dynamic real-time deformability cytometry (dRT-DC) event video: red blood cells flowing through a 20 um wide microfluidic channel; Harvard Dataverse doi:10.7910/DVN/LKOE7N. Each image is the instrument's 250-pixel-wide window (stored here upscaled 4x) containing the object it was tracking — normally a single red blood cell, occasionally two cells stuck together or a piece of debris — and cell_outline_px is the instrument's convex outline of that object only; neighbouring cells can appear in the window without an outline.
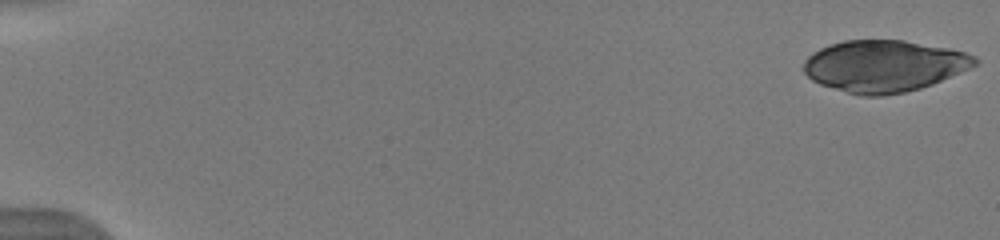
{"species": "human", "species_latin": "Homo sapiens", "temperature_condition": "warm", "stored_images_in_passage": 51, "camera_frame_rate_fps": 3000, "um_per_image_px": 0.085, "donor": {"sex": "male"}, "frame": {"image": 1, "passage_image": 1, "time_ms": 0.0, "image_size_px": [1000, 240], "cell_outline_px": [[980, 60], [976, 64], [960, 72], [932, 84], [920, 88], [904, 92], [880, 96], [860, 96], [820, 84], [812, 80], [804, 72], [804, 60], [812, 52], [828, 44], [844, 40], [904, 40], [948, 48], [964, 52], [976, 56]], "centroid_in_image_um": [75.12, 5.6], "position_along_channel_um": 9.9, "area_um2": 51.5}}
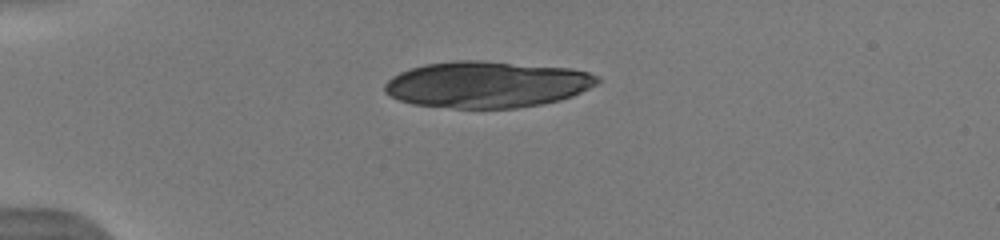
{"frame": {"image": 2, "passage_image": 14, "time_ms": 4.333, "image_size_px": [1000, 240], "cell_outline_px": [[600, 80], [596, 84], [572, 96], [560, 100], [540, 104], [516, 108], [452, 108], [412, 104], [400, 100], [384, 92], [384, 84], [392, 76], [400, 72], [424, 64], [452, 60], [484, 60], [572, 68], [588, 72], [600, 76]], "centroid_in_image_um": [41.38, 7.17], "position_along_channel_um": 43.6, "area_um2": 57.8}}